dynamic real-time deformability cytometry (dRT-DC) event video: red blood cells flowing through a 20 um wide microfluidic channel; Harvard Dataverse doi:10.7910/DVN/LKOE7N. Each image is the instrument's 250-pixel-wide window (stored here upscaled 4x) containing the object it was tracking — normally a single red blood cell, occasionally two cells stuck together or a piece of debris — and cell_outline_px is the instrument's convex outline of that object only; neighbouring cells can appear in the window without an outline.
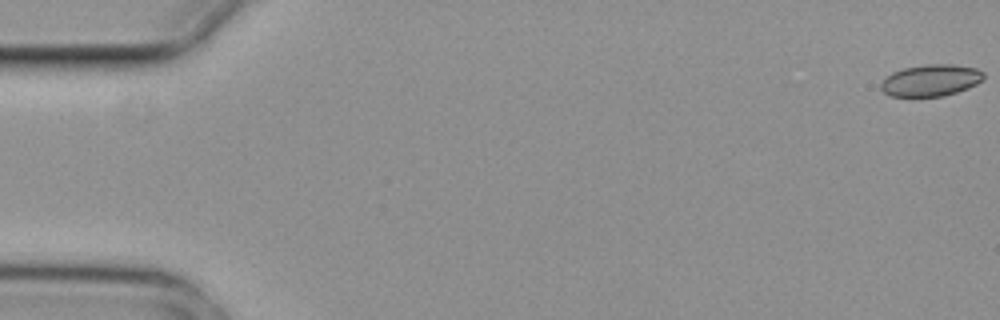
{"species": "common noctule bat (a hibernating species)", "species_latin": "Nyctalus noctula", "temperature_condition": "cold", "stored_images_in_passage": 3, "camera_frame_rate_fps": 3000, "um_per_image_px": 0.085, "animal": {"sex": "female", "body_mass_g": 29.2, "forearm_length_mm": 56.3}, "frame": {"image": 1, "passage_image": 1, "time_ms": 0.0, "image_size_px": [1000, 320], "cell_outline_px": [[984, 80], [968, 88], [944, 96], [892, 96], [884, 92], [880, 88], [880, 84], [892, 72], [904, 68], [928, 64], [952, 64], [976, 68], [984, 72]], "centroid_in_image_um": [79.15, 6.82], "position_along_channel_um": 5.8, "area_um2": 18.9}}
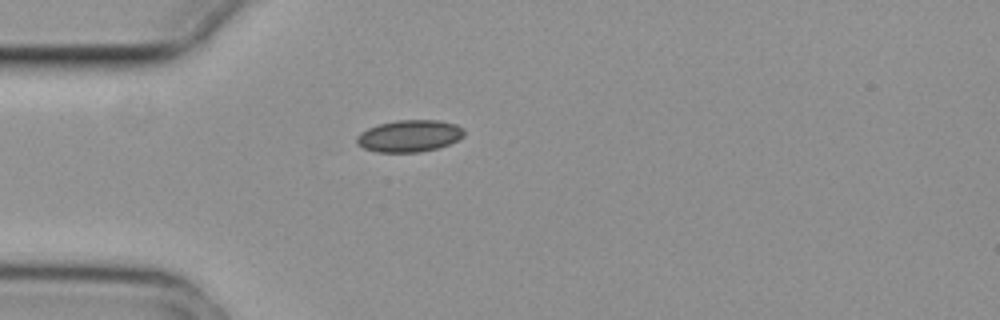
{"frame": {"image": 2, "passage_image": 3, "time_ms": 0.667, "image_size_px": [1000, 320], "cell_outline_px": [[464, 136], [460, 140], [440, 148], [420, 152], [376, 152], [364, 148], [356, 144], [356, 136], [360, 132], [368, 128], [380, 124], [396, 120], [440, 120], [456, 124], [464, 128]], "centroid_in_image_um": [34.83, 11.56], "position_along_channel_um": 50.2, "area_um2": 20.29}}